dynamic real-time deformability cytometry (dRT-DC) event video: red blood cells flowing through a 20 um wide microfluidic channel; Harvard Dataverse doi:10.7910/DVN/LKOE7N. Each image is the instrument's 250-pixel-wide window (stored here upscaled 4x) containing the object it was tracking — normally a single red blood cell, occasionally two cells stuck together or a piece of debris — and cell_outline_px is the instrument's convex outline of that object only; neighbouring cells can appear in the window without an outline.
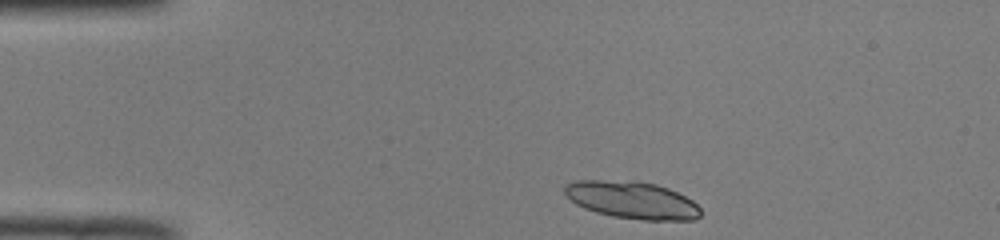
{"species": "common noctule bat (a hibernating species)", "species_latin": "Nyctalus noctula", "temperature_condition": "room temperature", "stored_images_in_passage": 42, "camera_frame_rate_fps": 3000, "um_per_image_px": 0.085, "animal": {"sex": "male", "body_mass_g": 19.0, "forearm_length_mm": 50.8}, "frame": {"image": 1, "passage_image": 1, "time_ms": 0.0, "image_size_px": [1000, 240], "cell_outline_px": [[700, 216], [692, 220], [644, 220], [612, 216], [596, 212], [584, 208], [576, 204], [564, 192], [564, 184], [576, 180], [600, 180], [656, 184], [668, 188], [692, 200], [700, 208]], "centroid_in_image_um": [53.71, 17.02], "position_along_channel_um": 31.3, "area_um2": 29.13}}